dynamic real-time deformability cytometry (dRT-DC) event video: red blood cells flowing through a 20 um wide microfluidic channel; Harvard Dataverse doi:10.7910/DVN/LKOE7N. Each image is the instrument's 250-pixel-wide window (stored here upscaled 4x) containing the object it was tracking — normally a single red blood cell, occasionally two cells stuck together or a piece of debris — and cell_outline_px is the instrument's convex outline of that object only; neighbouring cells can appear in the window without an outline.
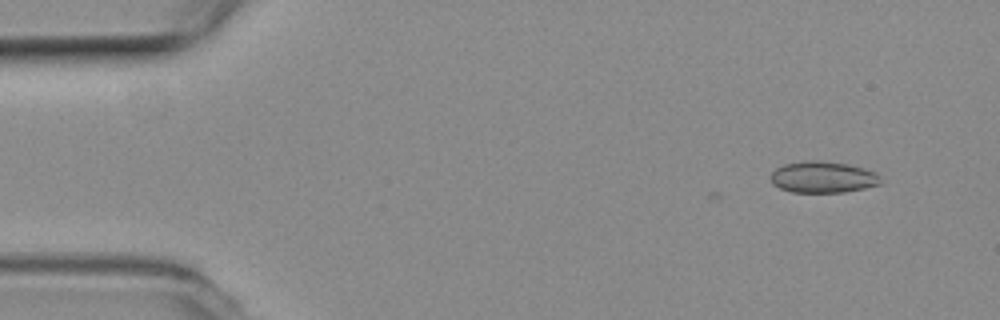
{"species": "common noctule bat (a hibernating species)", "species_latin": "Nyctalus noctula", "temperature_condition": "room temperature", "stored_images_in_passage": 5, "camera_frame_rate_fps": 3000, "um_per_image_px": 0.085, "animal": {"sex": "female", "body_mass_g": 19.3, "forearm_length_mm": 54.1}, "frame": {"image": 1, "passage_image": 1, "time_ms": 0.0, "image_size_px": [1000, 320], "cell_outline_px": [[880, 184], [864, 188], [844, 192], [792, 192], [780, 188], [772, 184], [768, 176], [776, 168], [784, 164], [808, 160], [816, 160], [848, 164], [864, 168], [876, 172], [880, 176]], "centroid_in_image_um": [69.92, 15.05], "position_along_channel_um": 15.1, "area_um2": 20.23}}